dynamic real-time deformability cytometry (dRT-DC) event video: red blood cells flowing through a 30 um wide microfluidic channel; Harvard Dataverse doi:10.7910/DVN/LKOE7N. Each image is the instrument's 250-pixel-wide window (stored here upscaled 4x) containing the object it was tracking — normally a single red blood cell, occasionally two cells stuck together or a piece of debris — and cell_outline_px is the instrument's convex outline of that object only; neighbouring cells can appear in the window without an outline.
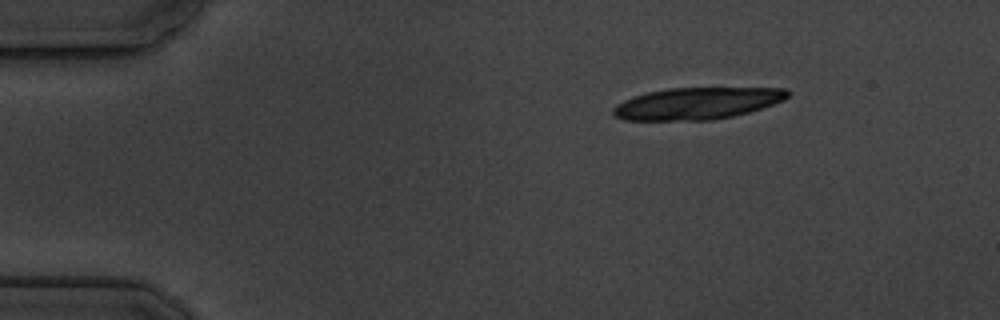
{"species": "common noctule bat (a hibernating species)", "species_latin": "Nyctalus noctula", "temperature_condition": "cold", "stored_images_in_passage": 4, "camera_frame_rate_fps": 3000, "um_per_image_px": 0.085, "animal": {"sex": "male", "body_mass_g": 19.5, "forearm_length_mm": 54.6}, "frame": {"image": 1, "passage_image": 1, "time_ms": 0.0, "image_size_px": [1000, 320], "cell_outline_px": [[792, 92], [784, 100], [748, 112], [732, 116], [712, 120], [624, 120], [612, 116], [612, 108], [616, 104], [632, 96], [648, 92], [668, 88], [784, 88]], "centroid_in_image_um": [59.2, 8.79], "position_along_channel_um": 25.8, "area_um2": 32.43}}
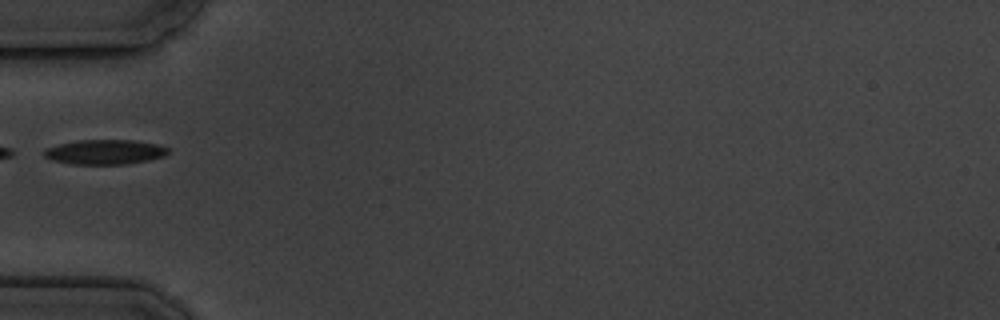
{"frame": {"image": 2, "passage_image": 4, "time_ms": 3.667, "image_size_px": [1000, 320], "cell_outline_px": [[168, 152], [164, 156], [148, 160], [128, 164], [72, 164], [52, 160], [44, 156], [40, 152], [44, 148], [76, 140], [132, 140], [160, 144], [168, 148]], "centroid_in_image_um": [8.88, 12.91], "position_along_channel_um": 76.1, "area_um2": 18.03}}